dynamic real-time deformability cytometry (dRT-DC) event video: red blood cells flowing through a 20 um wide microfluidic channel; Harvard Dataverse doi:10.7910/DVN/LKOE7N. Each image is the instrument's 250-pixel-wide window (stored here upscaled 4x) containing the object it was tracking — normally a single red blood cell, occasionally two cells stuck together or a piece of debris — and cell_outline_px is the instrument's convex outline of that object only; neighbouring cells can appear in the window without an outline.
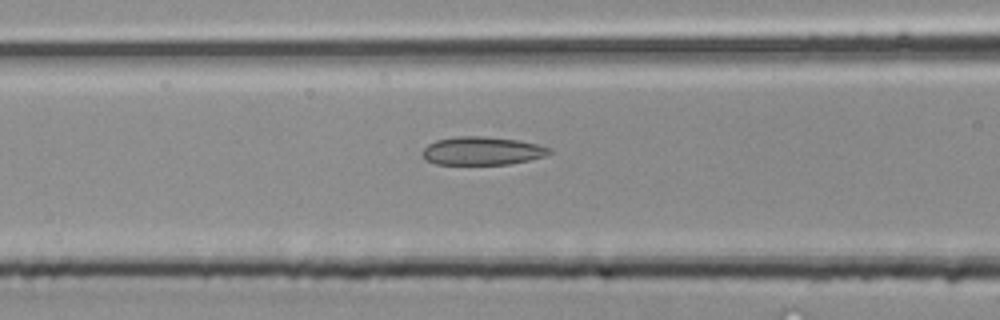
{"species": "common noctule bat (a hibernating species)", "species_latin": "Nyctalus noctula", "temperature_condition": "room temperature", "stored_images_in_passage": 17, "camera_frame_rate_fps": 3000, "um_per_image_px": 0.085, "animal": {"sex": "male", "body_mass_g": 20.4}, "frame": {"image": 1, "passage_image": 8, "time_ms": 2.333, "image_size_px": [1000, 320], "cell_outline_px": [[552, 152], [544, 156], [528, 160], [508, 164], [436, 164], [428, 160], [424, 156], [424, 148], [428, 144], [436, 140], [456, 136], [484, 136], [520, 140], [552, 148]], "centroid_in_image_um": [41.01, 12.81], "position_along_channel_um": 125.6, "area_um2": 20.75}}
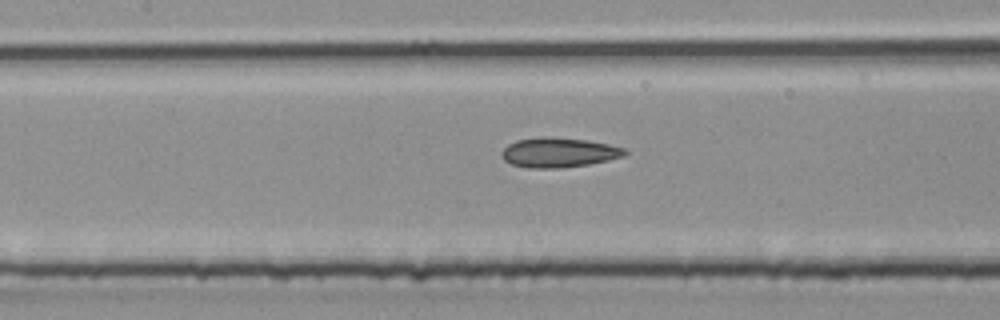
{"frame": {"image": 2, "passage_image": 10, "time_ms": 3.0, "image_size_px": [1000, 320], "cell_outline_px": [[628, 152], [624, 156], [608, 160], [588, 164], [560, 168], [528, 168], [512, 164], [504, 160], [500, 152], [508, 144], [516, 140], [544, 136], [588, 140], [608, 144], [624, 148]], "centroid_in_image_um": [47.47, 12.96], "position_along_channel_um": 159.9, "area_um2": 21.33}}
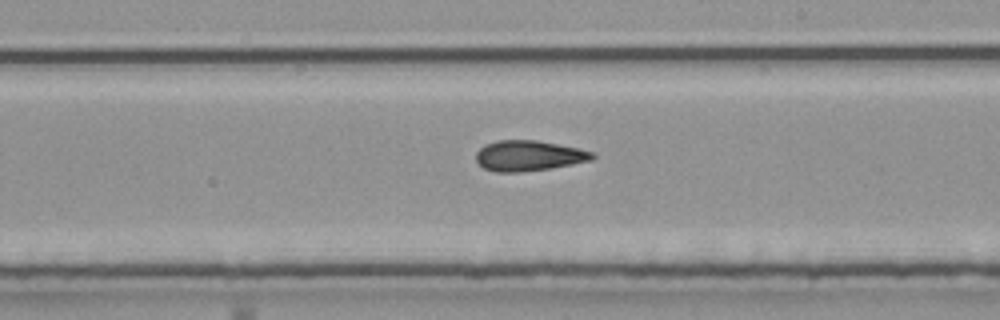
{"frame": {"image": 3, "passage_image": 15, "time_ms": 4.667, "image_size_px": [1000, 320], "cell_outline_px": [[596, 156], [592, 160], [552, 168], [520, 172], [496, 172], [484, 168], [476, 164], [476, 152], [484, 144], [496, 140], [536, 140], [580, 148], [592, 152]], "centroid_in_image_um": [44.91, 13.23], "position_along_channel_um": 244.1, "area_um2": 20.87}}